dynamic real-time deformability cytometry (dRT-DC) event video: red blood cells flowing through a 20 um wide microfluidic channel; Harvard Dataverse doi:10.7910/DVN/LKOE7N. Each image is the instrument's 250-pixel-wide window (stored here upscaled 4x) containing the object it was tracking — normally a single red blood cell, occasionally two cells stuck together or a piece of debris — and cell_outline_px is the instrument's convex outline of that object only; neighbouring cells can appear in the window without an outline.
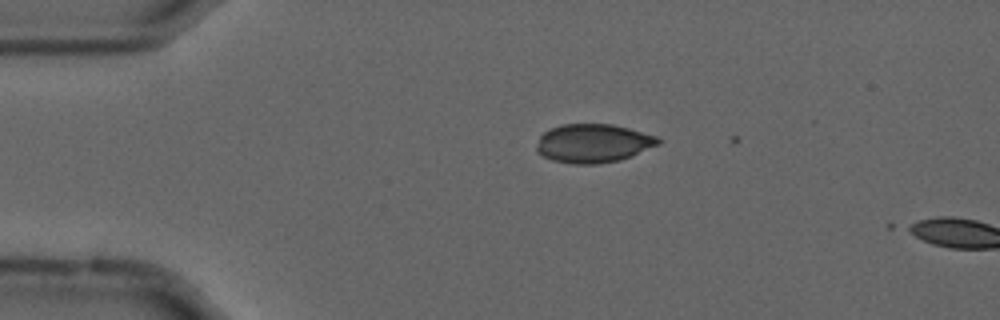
{"species": "common noctule bat (a hibernating species)", "species_latin": "Nyctalus noctula", "temperature_condition": "cold", "stored_images_in_passage": 2, "camera_frame_rate_fps": 3000, "um_per_image_px": 0.085, "animal": {"sex": "male", "forearm_length_mm": 52.5}, "frame": {"image": 1, "passage_image": 1, "time_ms": 0.0, "image_size_px": [1000, 320], "cell_outline_px": [[664, 140], [660, 144], [632, 156], [620, 160], [596, 164], [572, 164], [552, 160], [536, 152], [536, 144], [540, 136], [548, 128], [560, 124], [612, 124], [628, 128], [656, 136]], "centroid_in_image_um": [50.41, 12.18], "position_along_channel_um": 34.6, "area_um2": 27.69}}